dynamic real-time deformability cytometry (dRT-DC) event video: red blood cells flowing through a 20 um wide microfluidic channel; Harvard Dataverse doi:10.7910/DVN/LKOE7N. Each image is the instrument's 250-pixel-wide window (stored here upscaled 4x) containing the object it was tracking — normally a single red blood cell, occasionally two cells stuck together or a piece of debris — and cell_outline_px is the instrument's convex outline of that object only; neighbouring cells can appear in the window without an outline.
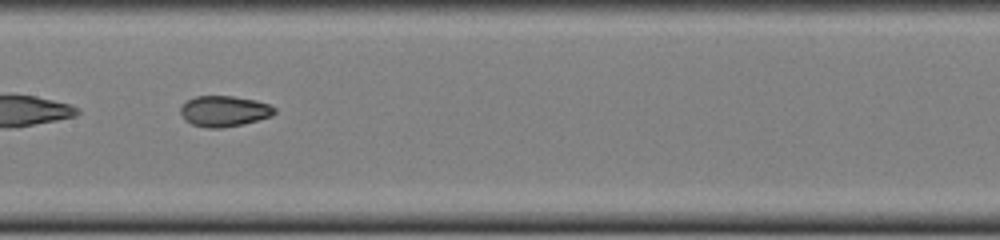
{"species": "common noctule bat (a hibernating species)", "species_latin": "Nyctalus noctula", "temperature_condition": "cold", "stored_images_in_passage": 34, "camera_frame_rate_fps": 3000, "um_per_image_px": 0.085, "animal": {"sex": "female", "body_mass_g": 22.0, "forearm_length_mm": 56.7}, "frame": {"image": 1, "passage_image": 10, "time_ms": 3.0, "image_size_px": [1000, 240], "cell_outline_px": [[276, 112], [272, 116], [240, 124], [220, 128], [208, 128], [192, 124], [180, 112], [180, 108], [188, 100], [196, 96], [232, 96], [252, 100], [268, 104], [276, 108]], "centroid_in_image_um": [19.07, 9.44], "position_along_channel_um": 188.3, "area_um2": 16.42}, "authors_computed_cell_mechanics": {"area_um2": 16.6175, "velocity_mm_per_s": 3.9947, "shape_relaxation_time_tau1_ms": null, "shape_relaxation_time_tau2_ms": 1.889, "deformation_change_tau1": null, "deformation_change_tau2": 0.057}}